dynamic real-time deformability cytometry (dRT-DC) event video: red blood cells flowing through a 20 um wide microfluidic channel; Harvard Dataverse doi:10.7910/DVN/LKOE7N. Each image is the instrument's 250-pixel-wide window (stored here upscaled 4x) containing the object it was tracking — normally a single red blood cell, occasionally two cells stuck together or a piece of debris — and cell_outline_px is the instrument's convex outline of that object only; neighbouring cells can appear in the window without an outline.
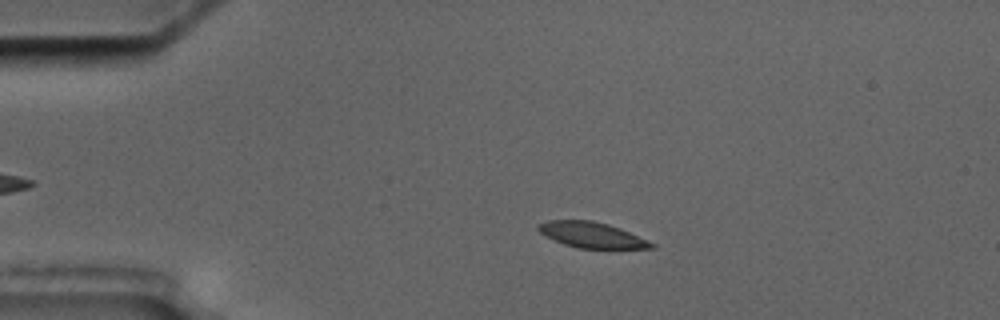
{"species": "common noctule bat (a hibernating species)", "species_latin": "Nyctalus noctula", "temperature_condition": "cold", "stored_images_in_passage": 4, "camera_frame_rate_fps": 3000, "um_per_image_px": 0.085, "animal": {"sex": "male", "body_mass_g": 17.5, "forearm_length_mm": 52.3}, "frame": {"image": 1, "passage_image": 3, "time_ms": 2.333, "image_size_px": [1000, 320], "cell_outline_px": [[656, 248], [580, 248], [564, 244], [540, 232], [536, 228], [536, 224], [548, 220], [592, 220], [608, 224], [620, 228], [648, 240], [656, 244]], "centroid_in_image_um": [50.31, 19.96], "position_along_channel_um": 34.7, "area_um2": 16.76}}